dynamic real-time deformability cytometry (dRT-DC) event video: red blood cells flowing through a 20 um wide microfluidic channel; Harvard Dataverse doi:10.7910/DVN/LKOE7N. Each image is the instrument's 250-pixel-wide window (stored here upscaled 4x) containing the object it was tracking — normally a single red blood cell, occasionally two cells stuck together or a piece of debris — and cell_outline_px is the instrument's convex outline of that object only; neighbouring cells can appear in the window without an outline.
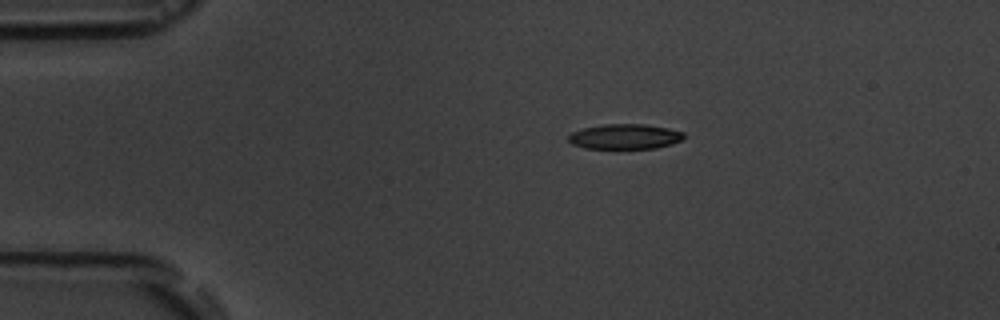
{"species": "common noctule bat (a hibernating species)", "species_latin": "Nyctalus noctula", "temperature_condition": "room temperature", "stored_images_in_passage": 3, "camera_frame_rate_fps": 3000, "um_per_image_px": 0.085, "animal": {"sex": "male", "body_mass_g": 19.5, "forearm_length_mm": 54.6}, "frame": {"image": 1, "passage_image": 1, "time_ms": 0.0, "image_size_px": [1000, 320], "cell_outline_px": [[684, 136], [680, 140], [672, 144], [656, 148], [584, 148], [572, 144], [568, 140], [568, 136], [572, 132], [584, 128], [604, 124], [644, 124], [668, 128], [684, 132]], "centroid_in_image_um": [53.11, 11.6], "position_along_channel_um": 31.9, "area_um2": 16.76}}
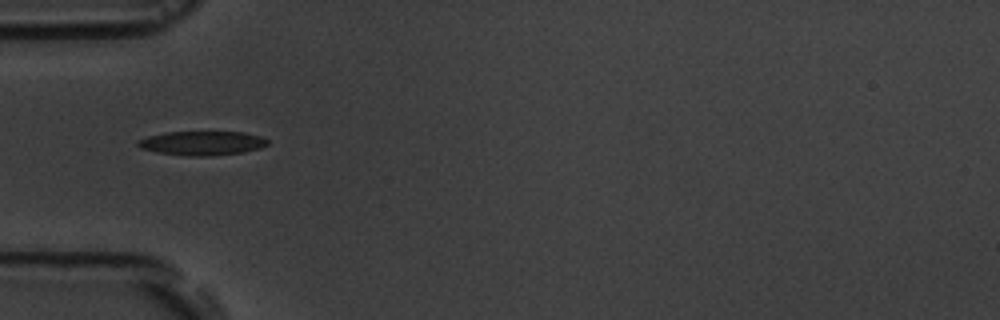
{"frame": {"image": 2, "passage_image": 3, "time_ms": 2.333, "image_size_px": [1000, 320], "cell_outline_px": [[268, 144], [260, 148], [240, 152], [212, 156], [188, 156], [156, 152], [140, 148], [136, 144], [136, 140], [148, 136], [168, 132], [244, 132], [260, 136], [268, 140]], "centroid_in_image_um": [17.14, 12.17], "position_along_channel_um": 67.9, "area_um2": 18.21}}